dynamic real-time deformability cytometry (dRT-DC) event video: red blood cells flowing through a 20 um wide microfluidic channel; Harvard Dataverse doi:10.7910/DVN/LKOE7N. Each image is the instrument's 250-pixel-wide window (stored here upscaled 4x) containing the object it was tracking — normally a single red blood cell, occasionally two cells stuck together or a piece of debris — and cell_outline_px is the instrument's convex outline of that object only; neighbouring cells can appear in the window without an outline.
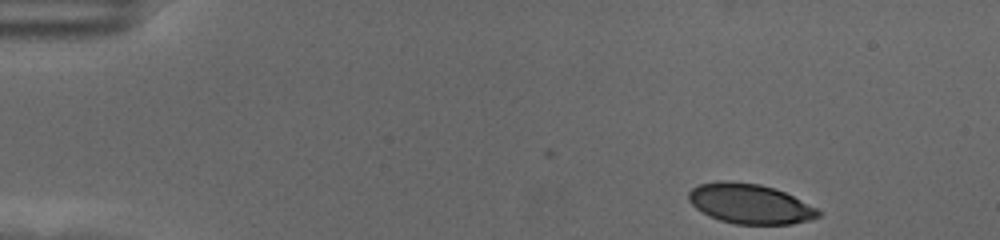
{"species": "human", "species_latin": "Homo sapiens", "temperature_condition": "cold", "stored_images_in_passage": 52, "camera_frame_rate_fps": 3000, "um_per_image_px": 0.085, "donor": {"sex": "female"}, "frame": {"image": 1, "passage_image": 1, "time_ms": 0.0, "image_size_px": [1000, 240], "cell_outline_px": [[820, 216], [808, 220], [792, 224], [736, 224], [720, 220], [708, 216], [696, 208], [688, 200], [688, 192], [692, 188], [700, 184], [716, 180], [728, 180], [760, 184], [784, 192], [816, 208], [820, 212]], "centroid_in_image_um": [63.69, 17.31], "position_along_channel_um": 21.3, "area_um2": 30.06}}
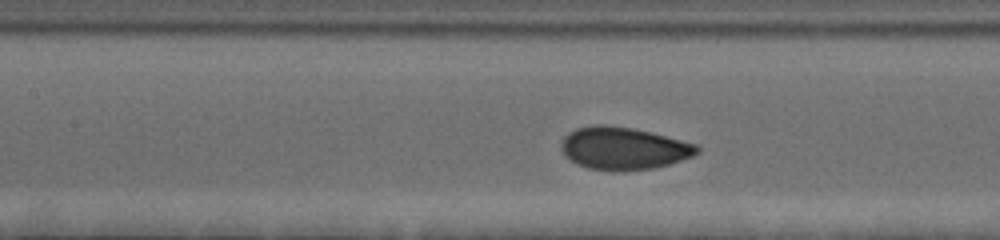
{"frame": {"image": 2, "passage_image": 21, "time_ms": 6.667, "image_size_px": [1000, 240], "cell_outline_px": [[700, 152], [692, 156], [668, 164], [652, 168], [616, 172], [612, 172], [588, 168], [576, 164], [564, 156], [560, 148], [560, 144], [564, 136], [568, 132], [576, 128], [596, 124], [604, 124], [632, 128], [696, 144], [700, 148]], "centroid_in_image_um": [52.93, 12.62], "position_along_channel_um": 154.5, "area_um2": 33.76}}
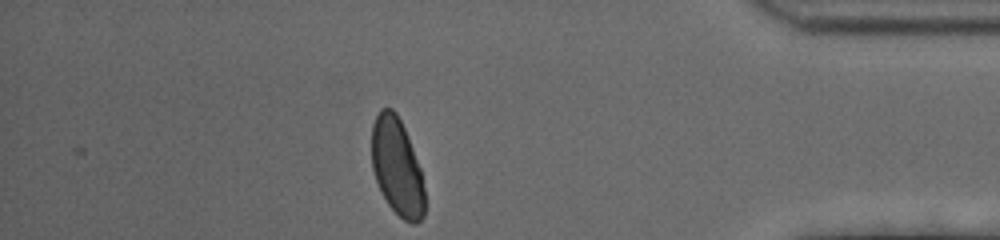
{"frame": {"image": 3, "passage_image": 45, "time_ms": 14.667, "image_size_px": [1000, 240], "cell_outline_px": [[424, 216], [416, 224], [412, 224], [404, 220], [388, 204], [376, 180], [372, 168], [372, 124], [380, 108], [392, 108], [396, 112], [404, 128], [420, 168], [424, 188]], "centroid_in_image_um": [33.74, 14.18], "position_along_channel_um": 401.5, "area_um2": 29.77}, "authors_computed_cell_mechanics": {"area_um2": 31.9345, "velocity_mm_per_s": 3.5034, "shape_relaxation_time_tau1_ms": 2.9713, "shape_relaxation_time_tau2_ms": null, "deformation_change_tau1": 0.1142, "deformation_change_tau2": null}}